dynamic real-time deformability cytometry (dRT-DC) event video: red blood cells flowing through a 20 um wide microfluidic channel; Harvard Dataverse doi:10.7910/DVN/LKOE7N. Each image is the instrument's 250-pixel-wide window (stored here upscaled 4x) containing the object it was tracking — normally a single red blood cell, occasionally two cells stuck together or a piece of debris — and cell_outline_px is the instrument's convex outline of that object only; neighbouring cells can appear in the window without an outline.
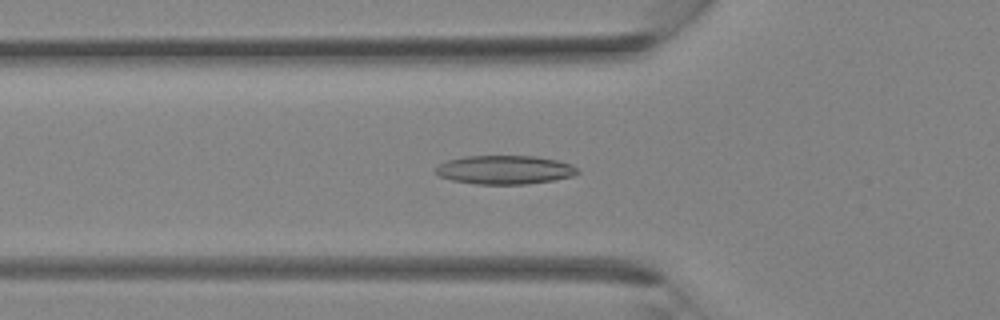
{"species": "Egyptian fruit bat (a non-hibernating species)", "species_latin": "Rousettus aegyptiacus", "temperature_condition": "room temperature", "stored_images_in_passage": 27, "camera_frame_rate_fps": 3000, "um_per_image_px": 0.085, "animal": {"sex": "female"}, "frame": {"image": 1, "passage_image": 5, "time_ms": 1.333, "image_size_px": [1000, 320], "cell_outline_px": [[580, 172], [572, 176], [552, 180], [528, 184], [476, 184], [452, 180], [440, 176], [436, 172], [436, 168], [440, 164], [448, 160], [464, 156], [536, 156], [556, 160], [572, 164]], "centroid_in_image_um": [42.91, 14.43], "position_along_channel_um": 82.9, "area_um2": 23.64}}
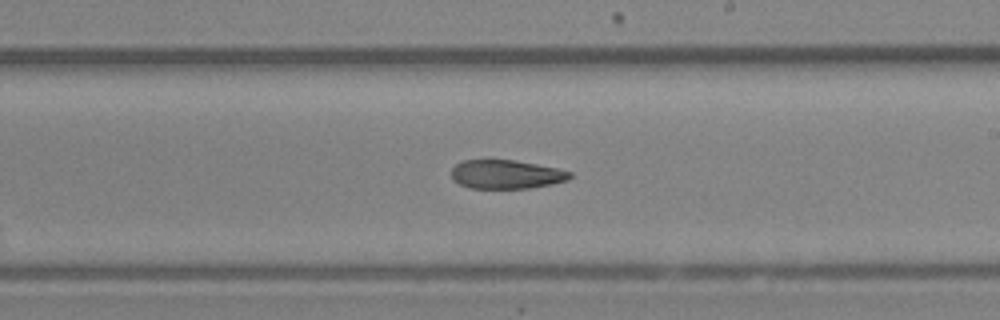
{"frame": {"image": 2, "passage_image": 14, "time_ms": 4.333, "image_size_px": [1000, 320], "cell_outline_px": [[572, 176], [568, 180], [552, 184], [528, 188], [472, 188], [460, 184], [452, 180], [452, 168], [456, 164], [464, 160], [512, 160], [536, 164], [556, 168], [572, 172]], "centroid_in_image_um": [43.03, 14.82], "position_along_channel_um": 246.0, "area_um2": 19.77}}
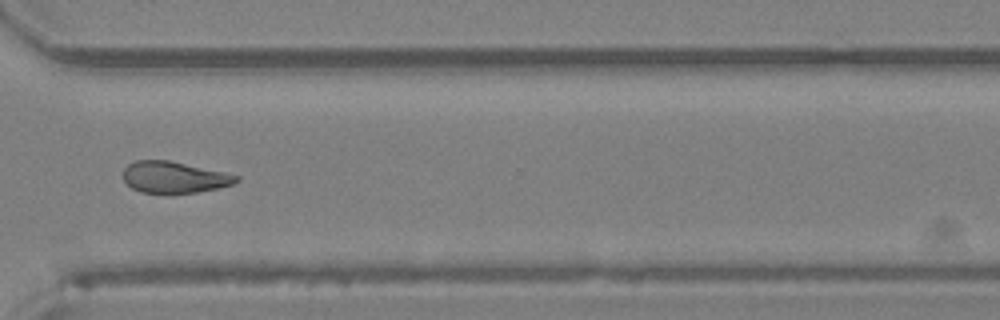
{"frame": {"image": 3, "passage_image": 20, "time_ms": 6.333, "image_size_px": [1000, 320], "cell_outline_px": [[240, 180], [232, 184], [216, 188], [196, 192], [168, 196], [140, 192], [132, 188], [124, 180], [124, 168], [128, 164], [136, 160], [168, 160], [224, 172], [240, 176]], "centroid_in_image_um": [14.78, 15.1], "position_along_channel_um": 355.8, "area_um2": 21.15}}